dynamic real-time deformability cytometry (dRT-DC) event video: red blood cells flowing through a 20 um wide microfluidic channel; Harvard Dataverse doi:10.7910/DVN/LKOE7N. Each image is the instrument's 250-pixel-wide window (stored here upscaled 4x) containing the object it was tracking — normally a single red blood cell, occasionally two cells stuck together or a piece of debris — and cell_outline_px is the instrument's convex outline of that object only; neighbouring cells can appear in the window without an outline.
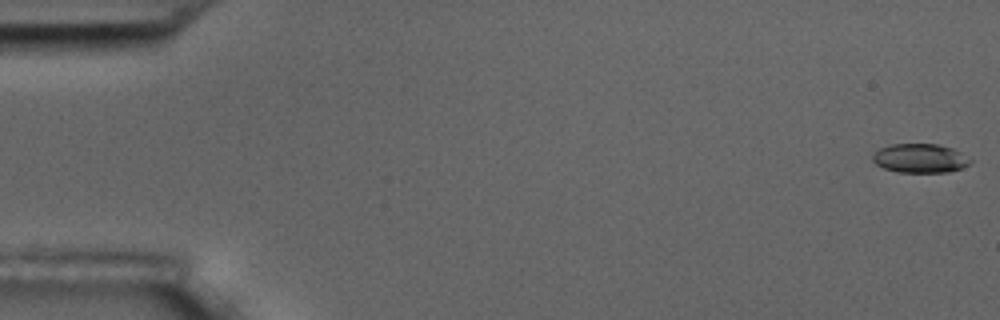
{"species": "common noctule bat (a hibernating species)", "species_latin": "Nyctalus noctula", "temperature_condition": "room temperature", "stored_images_in_passage": 5, "camera_frame_rate_fps": 3000, "um_per_image_px": 0.085, "animal": {"sex": "male", "body_mass_g": 17.5, "forearm_length_mm": 52.3}, "frame": {"image": 1, "passage_image": 1, "time_ms": 0.0, "image_size_px": [1000, 320], "cell_outline_px": [[972, 160], [968, 164], [960, 168], [948, 172], [896, 172], [884, 168], [876, 164], [872, 160], [872, 156], [880, 148], [892, 144], [936, 144], [952, 148], [960, 152]], "centroid_in_image_um": [78.18, 13.45], "position_along_channel_um": 6.8, "area_um2": 16.36}}
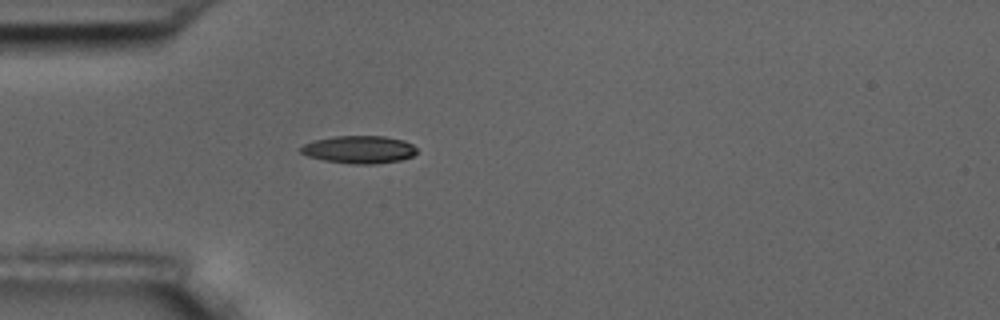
{"frame": {"image": 2, "passage_image": 5, "time_ms": 5.333, "image_size_px": [1000, 320], "cell_outline_px": [[416, 152], [412, 156], [400, 160], [376, 164], [352, 164], [324, 160], [308, 156], [300, 152], [300, 148], [304, 144], [312, 140], [336, 136], [384, 136], [404, 140], [412, 144], [416, 148]], "centroid_in_image_um": [30.52, 12.71], "position_along_channel_um": 54.5, "area_um2": 18.73}}